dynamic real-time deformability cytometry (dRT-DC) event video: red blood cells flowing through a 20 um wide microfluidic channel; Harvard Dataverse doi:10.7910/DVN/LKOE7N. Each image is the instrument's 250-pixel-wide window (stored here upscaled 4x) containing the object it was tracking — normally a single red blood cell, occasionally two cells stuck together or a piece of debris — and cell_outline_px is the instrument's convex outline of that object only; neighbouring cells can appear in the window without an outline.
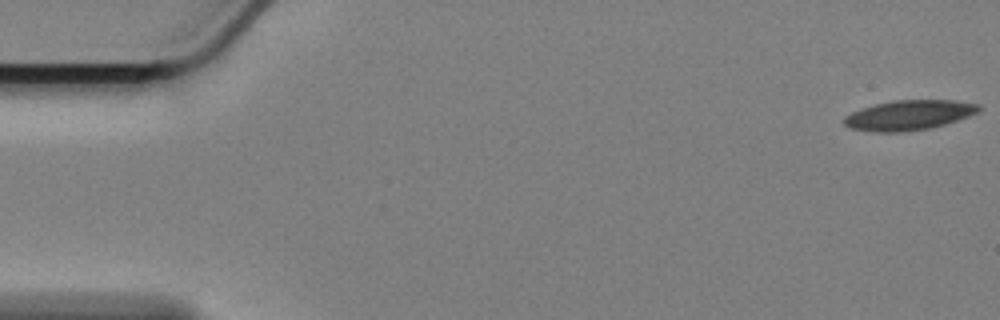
{"species": "Egyptian fruit bat (a non-hibernating species)", "species_latin": "Rousettus aegyptiacus", "temperature_condition": "cold", "stored_images_in_passage": 58, "camera_frame_rate_fps": 3000, "um_per_image_px": 0.085, "animal": {"sex": "female"}, "frame": {"image": 1, "passage_image": 1, "time_ms": 0.0, "image_size_px": [1000, 320], "cell_outline_px": [[980, 112], [932, 128], [900, 132], [876, 132], [848, 128], [844, 124], [844, 116], [852, 112], [876, 104], [896, 100], [956, 100], [980, 104]], "centroid_in_image_um": [77.28, 9.79], "position_along_channel_um": 7.7, "area_um2": 23.41}}
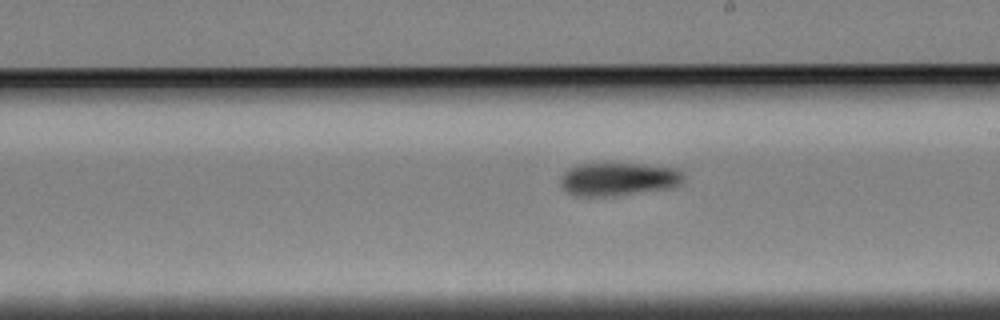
{"frame": {"image": 2, "passage_image": 33, "time_ms": 10.667, "image_size_px": [1000, 320], "cell_outline_px": [[684, 180], [680, 184], [672, 188], [616, 196], [572, 196], [564, 192], [560, 184], [560, 180], [564, 172], [568, 168], [576, 164], [644, 164], [676, 168], [684, 176]], "centroid_in_image_um": [52.53, 15.24], "position_along_channel_um": 236.5, "area_um2": 24.16}}
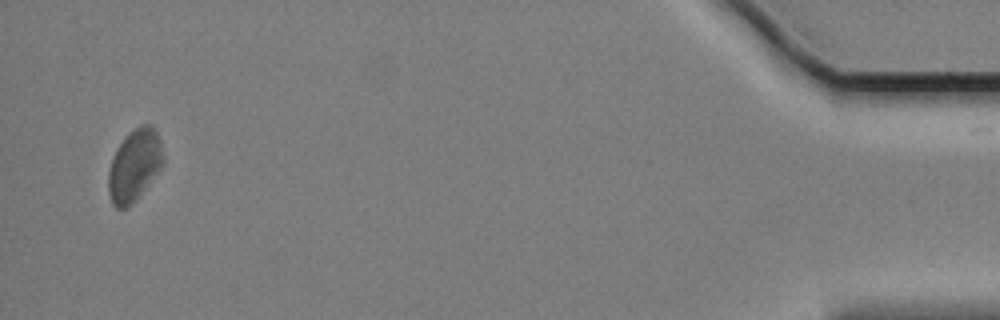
{"frame": {"image": 3, "passage_image": 57, "time_ms": 18.667, "image_size_px": [1000, 320], "cell_outline_px": [[164, 160], [160, 168], [136, 200], [128, 208], [116, 208], [112, 204], [108, 192], [108, 172], [116, 148], [124, 136], [140, 124], [152, 124], [160, 140], [164, 156]], "centroid_in_image_um": [11.41, 14.04], "position_along_channel_um": 423.8, "area_um2": 23.0}}